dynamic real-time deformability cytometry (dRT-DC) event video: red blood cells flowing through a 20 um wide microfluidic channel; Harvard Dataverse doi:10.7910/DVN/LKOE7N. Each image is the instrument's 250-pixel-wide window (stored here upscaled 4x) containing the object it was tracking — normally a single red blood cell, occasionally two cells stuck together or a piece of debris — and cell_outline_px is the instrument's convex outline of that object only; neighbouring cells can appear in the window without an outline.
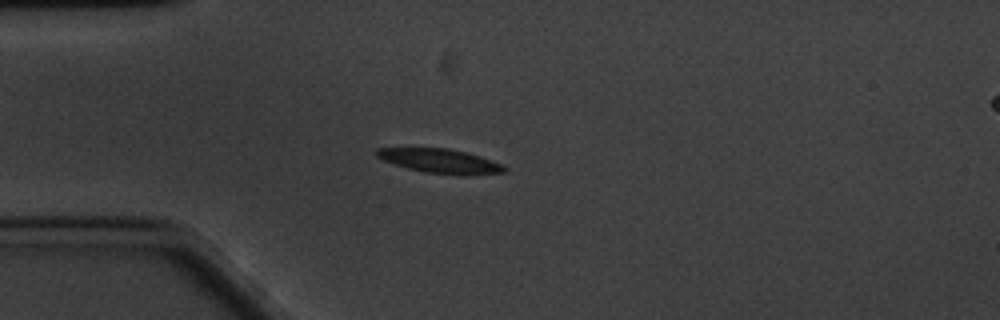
{"species": "common noctule bat (a hibernating species)", "species_latin": "Nyctalus noctula", "temperature_condition": "cold", "stored_images_in_passage": 58, "camera_frame_rate_fps": 3000, "um_per_image_px": 0.085, "animal": {"sex": "male", "body_mass_g": 20.1, "forearm_length_mm": 53.5}, "frame": {"image": 1, "passage_image": 12, "time_ms": 3.667, "image_size_px": [1000, 320], "cell_outline_px": [[508, 168], [504, 172], [468, 176], [464, 176], [424, 172], [408, 168], [384, 160], [376, 156], [376, 148], [448, 148], [480, 156], [500, 164]], "centroid_in_image_um": [37.44, 13.7], "position_along_channel_um": 47.6, "area_um2": 17.92}}
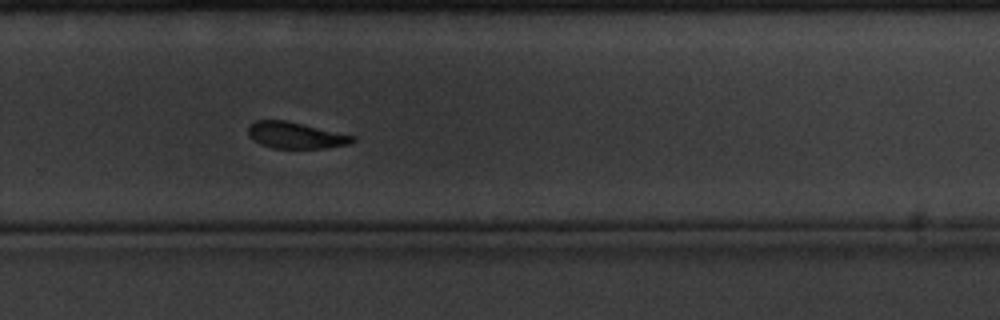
{"frame": {"image": 2, "passage_image": 37, "time_ms": 12.0, "image_size_px": [1000, 320], "cell_outline_px": [[356, 140], [352, 144], [328, 148], [272, 148], [260, 144], [252, 140], [248, 136], [248, 124], [256, 120], [284, 120], [356, 136]], "centroid_in_image_um": [25.12, 11.51], "position_along_channel_um": 304.7, "area_um2": 16.24}}
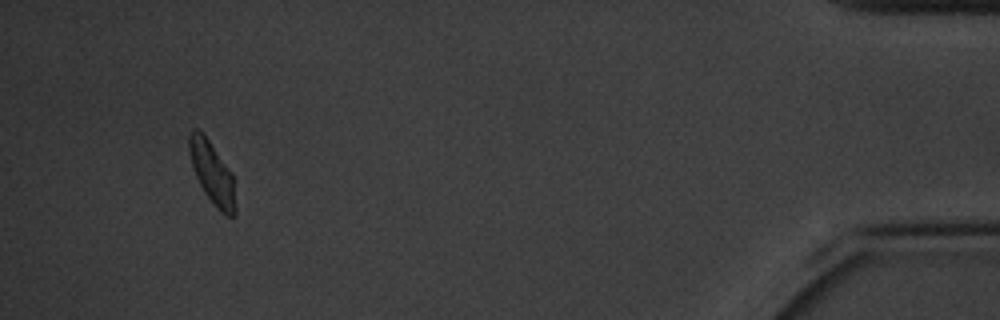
{"frame": {"image": 3, "passage_image": 54, "time_ms": 17.667, "image_size_px": [1000, 320], "cell_outline_px": [[236, 216], [228, 216], [220, 212], [216, 208], [204, 192], [196, 176], [192, 164], [188, 148], [188, 136], [192, 128], [200, 128], [232, 172], [236, 208]], "centroid_in_image_um": [18.03, 14.68], "position_along_channel_um": 417.2, "area_um2": 16.94}, "authors_computed_cell_mechanics": {"area_um2": 17.4845, "velocity_mm_per_s": 3.234, "shape_relaxation_time_tau1_ms": 3.5156, "shape_relaxation_time_tau2_ms": 6.8898, "deformation_change_tau1": 0.1101, "deformation_change_tau2": 0.1077}}